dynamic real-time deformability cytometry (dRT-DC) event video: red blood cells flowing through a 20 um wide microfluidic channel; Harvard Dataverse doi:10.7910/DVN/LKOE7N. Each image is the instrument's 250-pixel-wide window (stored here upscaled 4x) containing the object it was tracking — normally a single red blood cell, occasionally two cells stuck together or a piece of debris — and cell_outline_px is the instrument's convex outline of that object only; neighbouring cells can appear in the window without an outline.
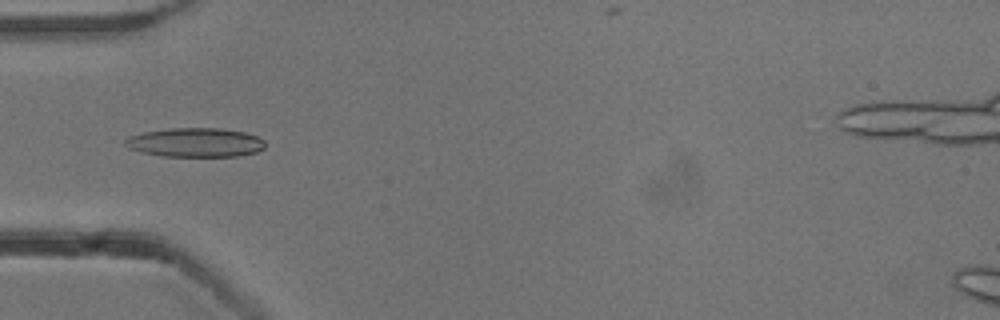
{"species": "common noctule bat (a hibernating species)", "species_latin": "Nyctalus noctula", "temperature_condition": "cold", "stored_images_in_passage": 54, "camera_frame_rate_fps": 3000, "um_per_image_px": 0.085, "animal": {"sex": "male", "body_mass_g": 13.3}, "frame": {"image": 1, "passage_image": 17, "time_ms": 5.333, "image_size_px": [1000, 320], "cell_outline_px": [[264, 148], [256, 152], [240, 156], [160, 156], [128, 148], [124, 144], [124, 140], [128, 136], [144, 132], [168, 128], [220, 128], [244, 132], [256, 136], [264, 140]], "centroid_in_image_um": [16.59, 12.11], "position_along_channel_um": 68.4, "area_um2": 23.76}}
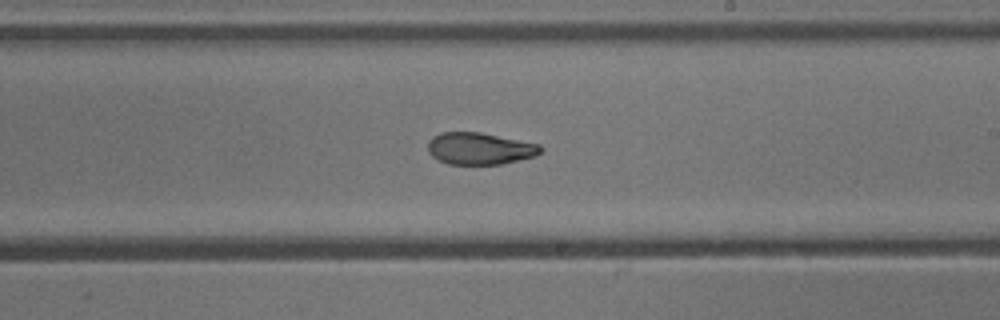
{"frame": {"image": 2, "passage_image": 31, "time_ms": 10.0, "image_size_px": [1000, 320], "cell_outline_px": [[544, 148], [536, 156], [500, 164], [448, 164], [432, 156], [428, 152], [428, 140], [432, 136], [440, 132], [480, 132], [540, 144]], "centroid_in_image_um": [40.77, 12.62], "position_along_channel_um": 248.2, "area_um2": 21.04}}
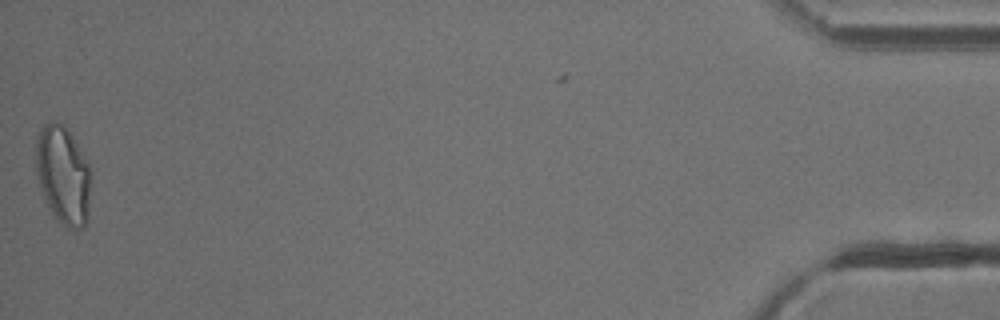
{"frame": {"image": 3, "passage_image": 53, "time_ms": 17.333, "image_size_px": [1000, 320], "cell_outline_px": [[88, 220], [84, 228], [76, 232], [68, 228], [52, 216], [40, 188], [36, 176], [36, 140], [44, 124], [48, 120], [56, 120], [64, 124], [72, 136], [88, 164]], "centroid_in_image_um": [5.33, 14.91], "position_along_channel_um": 429.9, "area_um2": 31.5}, "authors_computed_cell_mechanics": {"area_um2": 22.3975, "velocity_mm_per_s": 3.8282, "shape_relaxation_time_tau1_ms": 9.2883, "shape_relaxation_time_tau2_ms": 2.6897, "deformation_change_tau1": 0.236, "deformation_change_tau2": 0.0922}}